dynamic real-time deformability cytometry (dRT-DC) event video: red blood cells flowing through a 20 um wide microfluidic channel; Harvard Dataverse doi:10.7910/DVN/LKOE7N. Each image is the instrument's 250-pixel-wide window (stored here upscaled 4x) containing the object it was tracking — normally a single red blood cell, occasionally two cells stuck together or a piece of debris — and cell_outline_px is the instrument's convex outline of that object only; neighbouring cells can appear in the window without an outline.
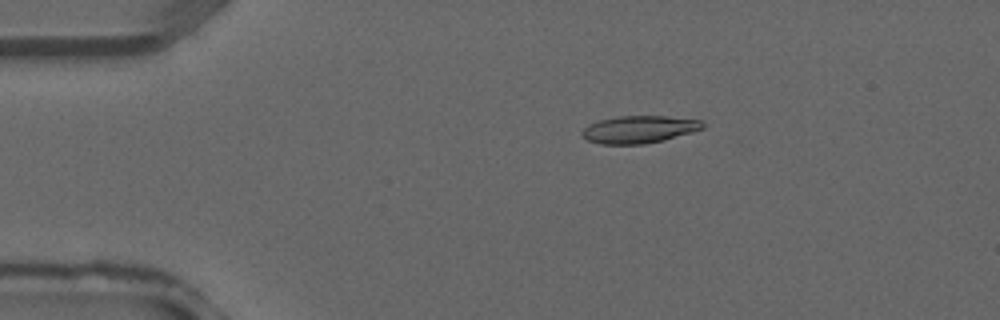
{"species": "common noctule bat (a hibernating species)", "species_latin": "Nyctalus noctula", "temperature_condition": "warm", "stored_images_in_passage": 38, "camera_frame_rate_fps": 3000, "um_per_image_px": 0.085, "animal": {"sex": "male", "forearm_length_mm": 52.5}, "frame": {"image": 1, "passage_image": 7, "time_ms": 2.0, "image_size_px": [1000, 320], "cell_outline_px": [[704, 128], [692, 132], [664, 140], [644, 144], [600, 144], [588, 140], [580, 136], [580, 132], [588, 124], [600, 120], [616, 116], [668, 116], [704, 120]], "centroid_in_image_um": [54.32, 10.99], "position_along_channel_um": 30.7, "area_um2": 19.48}}
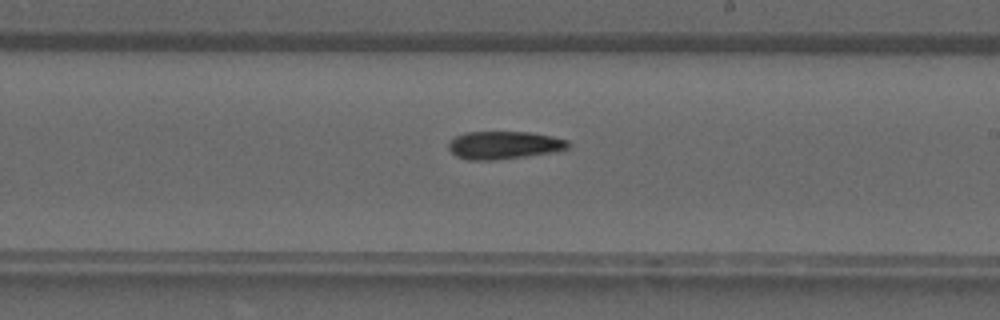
{"frame": {"image": 2, "passage_image": 22, "time_ms": 7.0, "image_size_px": [1000, 320], "cell_outline_px": [[572, 144], [568, 148], [552, 152], [524, 156], [492, 160], [468, 160], [456, 156], [448, 148], [448, 144], [456, 136], [464, 132], [528, 132], [552, 136], [568, 140]], "centroid_in_image_um": [42.84, 12.33], "position_along_channel_um": 246.2, "area_um2": 19.31}}
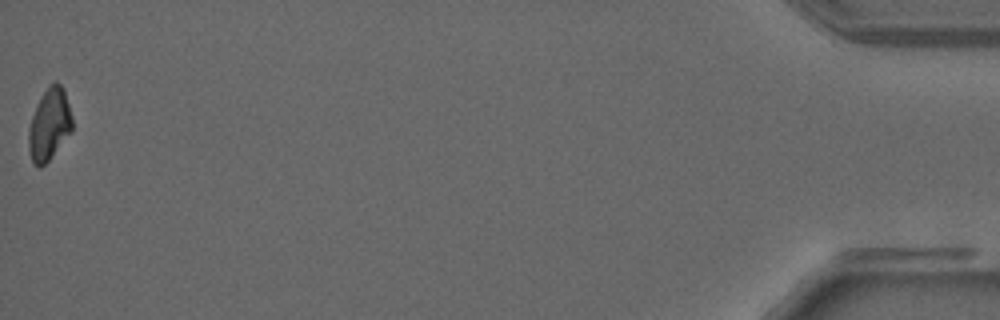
{"frame": {"image": 3, "passage_image": 38, "time_ms": 12.333, "image_size_px": [1000, 320], "cell_outline_px": [[72, 132], [48, 160], [40, 168], [32, 164], [28, 148], [28, 128], [36, 104], [40, 96], [48, 84], [52, 80], [56, 80], [64, 88], [72, 116]], "centroid_in_image_um": [4.18, 10.54], "position_along_channel_um": 431.0, "area_um2": 18.67}}